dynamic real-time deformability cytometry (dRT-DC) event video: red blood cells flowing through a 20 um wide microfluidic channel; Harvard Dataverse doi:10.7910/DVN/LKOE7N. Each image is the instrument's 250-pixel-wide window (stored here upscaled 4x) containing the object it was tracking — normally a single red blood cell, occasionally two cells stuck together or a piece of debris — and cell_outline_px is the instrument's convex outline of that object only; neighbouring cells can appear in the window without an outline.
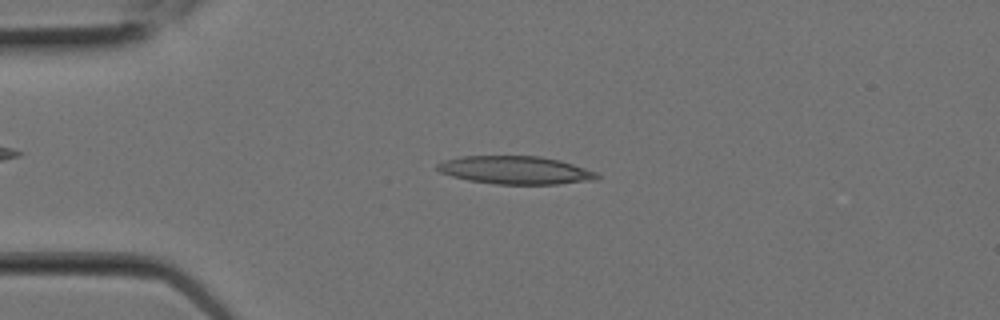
{"species": "Egyptian fruit bat (a non-hibernating species)", "species_latin": "Rousettus aegyptiacus", "temperature_condition": "room temperature", "stored_images_in_passage": 5, "camera_frame_rate_fps": 3000, "um_per_image_px": 0.085, "animal": {"sex": "female"}, "frame": {"image": 1, "passage_image": 4, "time_ms": 1.0, "image_size_px": [1000, 320], "cell_outline_px": [[600, 176], [596, 180], [556, 184], [496, 184], [468, 180], [452, 176], [440, 172], [436, 168], [436, 164], [444, 160], [460, 156], [540, 156], [560, 160], [596, 172]], "centroid_in_image_um": [43.79, 14.46], "position_along_channel_um": 41.2, "area_um2": 26.07}}